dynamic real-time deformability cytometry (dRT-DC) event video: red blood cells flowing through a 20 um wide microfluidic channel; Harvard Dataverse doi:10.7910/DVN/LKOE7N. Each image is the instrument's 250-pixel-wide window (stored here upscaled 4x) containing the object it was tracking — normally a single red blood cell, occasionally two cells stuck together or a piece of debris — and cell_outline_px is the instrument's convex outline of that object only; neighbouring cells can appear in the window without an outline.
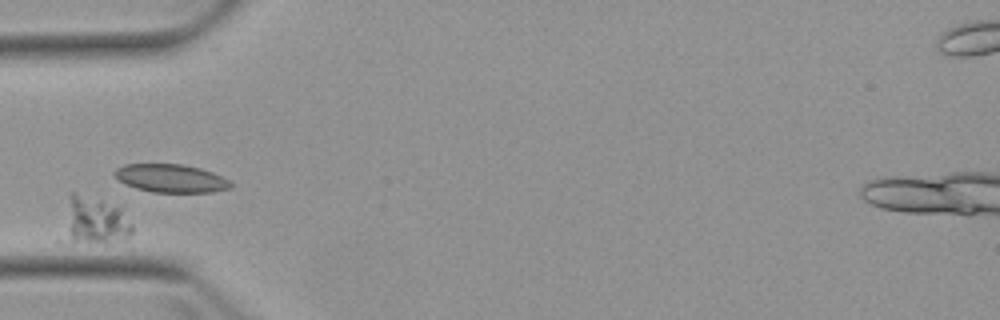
{"species": "Egyptian fruit bat (a non-hibernating species)", "species_latin": "Rousettus aegyptiacus", "temperature_condition": "warm", "stored_images_in_passage": 7, "camera_frame_rate_fps": 3000, "um_per_image_px": 0.085, "animal": {"sex": "female"}, "frame": {"image": 1, "passage_image": 4, "time_ms": 4.333, "image_size_px": [1000, 320], "cell_outline_px": [[132, 232], [128, 248], [56, 244], [56, 240], [72, 192], [76, 192], [100, 200], [120, 208], [132, 224]], "centroid_in_image_um": [7.99, 19.04], "position_along_channel_um": 77.0, "area_um2": 22.2}}
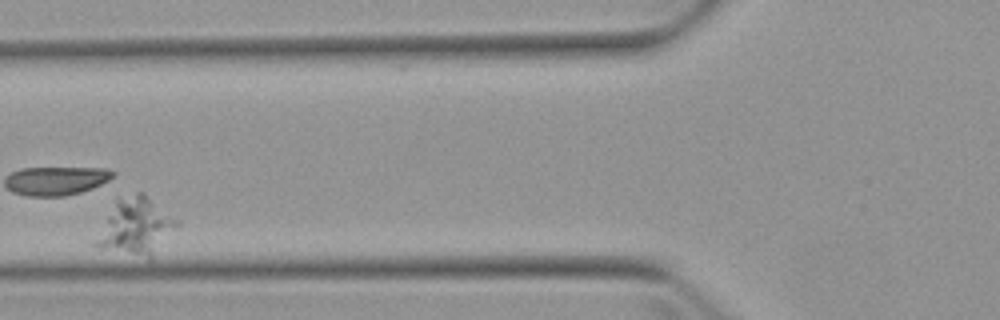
{"frame": {"image": 2, "passage_image": 5, "time_ms": 5.667, "image_size_px": [1000, 320], "cell_outline_px": [[180, 224], [152, 260], [148, 260], [100, 248], [92, 244], [116, 200], [136, 192], [144, 192], [180, 220]], "centroid_in_image_um": [11.62, 19.3], "position_along_channel_um": 114.2, "area_um2": 27.28}}
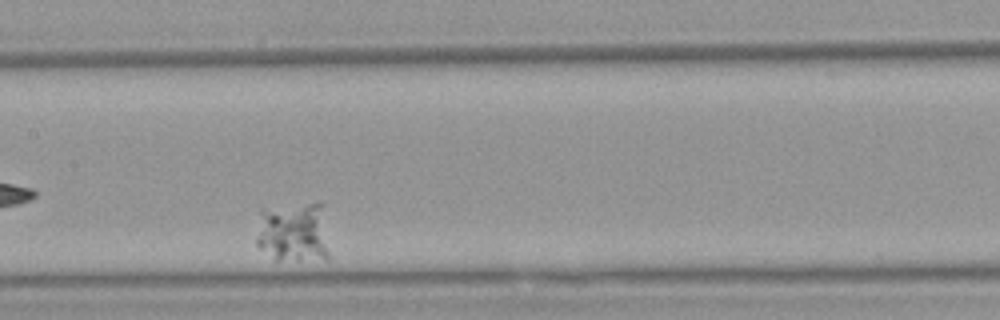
{"frame": {"image": 3, "passage_image": 7, "time_ms": 8.0, "image_size_px": [1000, 320], "cell_outline_px": [[328, 260], [272, 260], [256, 244], [256, 236], [260, 208], [320, 200], [324, 204], [328, 252]], "centroid_in_image_um": [24.95, 19.7], "position_along_channel_um": 182.5, "area_um2": 27.05}}